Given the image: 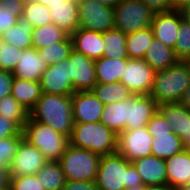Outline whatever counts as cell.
<instances>
[{
	"label": "cell",
	"instance_id": "cell-26",
	"mask_svg": "<svg viewBox=\"0 0 190 190\" xmlns=\"http://www.w3.org/2000/svg\"><path fill=\"white\" fill-rule=\"evenodd\" d=\"M128 58H107L102 57L94 60L97 83L110 84L120 82L127 65Z\"/></svg>",
	"mask_w": 190,
	"mask_h": 190
},
{
	"label": "cell",
	"instance_id": "cell-8",
	"mask_svg": "<svg viewBox=\"0 0 190 190\" xmlns=\"http://www.w3.org/2000/svg\"><path fill=\"white\" fill-rule=\"evenodd\" d=\"M79 27L104 33L115 29L114 8L93 0L78 1Z\"/></svg>",
	"mask_w": 190,
	"mask_h": 190
},
{
	"label": "cell",
	"instance_id": "cell-30",
	"mask_svg": "<svg viewBox=\"0 0 190 190\" xmlns=\"http://www.w3.org/2000/svg\"><path fill=\"white\" fill-rule=\"evenodd\" d=\"M126 99L105 105L100 122L117 135L125 130Z\"/></svg>",
	"mask_w": 190,
	"mask_h": 190
},
{
	"label": "cell",
	"instance_id": "cell-41",
	"mask_svg": "<svg viewBox=\"0 0 190 190\" xmlns=\"http://www.w3.org/2000/svg\"><path fill=\"white\" fill-rule=\"evenodd\" d=\"M11 136H23L22 130L13 121L0 116V140Z\"/></svg>",
	"mask_w": 190,
	"mask_h": 190
},
{
	"label": "cell",
	"instance_id": "cell-38",
	"mask_svg": "<svg viewBox=\"0 0 190 190\" xmlns=\"http://www.w3.org/2000/svg\"><path fill=\"white\" fill-rule=\"evenodd\" d=\"M21 52V49L3 42L0 50V70L13 72L18 63Z\"/></svg>",
	"mask_w": 190,
	"mask_h": 190
},
{
	"label": "cell",
	"instance_id": "cell-37",
	"mask_svg": "<svg viewBox=\"0 0 190 190\" xmlns=\"http://www.w3.org/2000/svg\"><path fill=\"white\" fill-rule=\"evenodd\" d=\"M173 49L179 61H188L190 59V24L185 20L180 23L177 42Z\"/></svg>",
	"mask_w": 190,
	"mask_h": 190
},
{
	"label": "cell",
	"instance_id": "cell-36",
	"mask_svg": "<svg viewBox=\"0 0 190 190\" xmlns=\"http://www.w3.org/2000/svg\"><path fill=\"white\" fill-rule=\"evenodd\" d=\"M22 17L25 18L33 28L52 23L49 8L34 0L26 1Z\"/></svg>",
	"mask_w": 190,
	"mask_h": 190
},
{
	"label": "cell",
	"instance_id": "cell-6",
	"mask_svg": "<svg viewBox=\"0 0 190 190\" xmlns=\"http://www.w3.org/2000/svg\"><path fill=\"white\" fill-rule=\"evenodd\" d=\"M100 159L89 150L68 144L58 162L66 181H95Z\"/></svg>",
	"mask_w": 190,
	"mask_h": 190
},
{
	"label": "cell",
	"instance_id": "cell-1",
	"mask_svg": "<svg viewBox=\"0 0 190 190\" xmlns=\"http://www.w3.org/2000/svg\"><path fill=\"white\" fill-rule=\"evenodd\" d=\"M29 117L70 138L74 127L72 95L42 93Z\"/></svg>",
	"mask_w": 190,
	"mask_h": 190
},
{
	"label": "cell",
	"instance_id": "cell-27",
	"mask_svg": "<svg viewBox=\"0 0 190 190\" xmlns=\"http://www.w3.org/2000/svg\"><path fill=\"white\" fill-rule=\"evenodd\" d=\"M32 31V25L25 18L20 17L16 25L1 33V37L4 43L25 50L32 48Z\"/></svg>",
	"mask_w": 190,
	"mask_h": 190
},
{
	"label": "cell",
	"instance_id": "cell-53",
	"mask_svg": "<svg viewBox=\"0 0 190 190\" xmlns=\"http://www.w3.org/2000/svg\"><path fill=\"white\" fill-rule=\"evenodd\" d=\"M96 1L102 5L115 8L122 0H93Z\"/></svg>",
	"mask_w": 190,
	"mask_h": 190
},
{
	"label": "cell",
	"instance_id": "cell-16",
	"mask_svg": "<svg viewBox=\"0 0 190 190\" xmlns=\"http://www.w3.org/2000/svg\"><path fill=\"white\" fill-rule=\"evenodd\" d=\"M182 20L183 17L180 10L154 13L151 23L154 39L174 48Z\"/></svg>",
	"mask_w": 190,
	"mask_h": 190
},
{
	"label": "cell",
	"instance_id": "cell-58",
	"mask_svg": "<svg viewBox=\"0 0 190 190\" xmlns=\"http://www.w3.org/2000/svg\"><path fill=\"white\" fill-rule=\"evenodd\" d=\"M183 20L190 24V14H182Z\"/></svg>",
	"mask_w": 190,
	"mask_h": 190
},
{
	"label": "cell",
	"instance_id": "cell-29",
	"mask_svg": "<svg viewBox=\"0 0 190 190\" xmlns=\"http://www.w3.org/2000/svg\"><path fill=\"white\" fill-rule=\"evenodd\" d=\"M153 39L154 34L151 27L127 34L126 51L128 58L143 59Z\"/></svg>",
	"mask_w": 190,
	"mask_h": 190
},
{
	"label": "cell",
	"instance_id": "cell-15",
	"mask_svg": "<svg viewBox=\"0 0 190 190\" xmlns=\"http://www.w3.org/2000/svg\"><path fill=\"white\" fill-rule=\"evenodd\" d=\"M105 105L93 91L74 92L72 111L74 123L100 122Z\"/></svg>",
	"mask_w": 190,
	"mask_h": 190
},
{
	"label": "cell",
	"instance_id": "cell-21",
	"mask_svg": "<svg viewBox=\"0 0 190 190\" xmlns=\"http://www.w3.org/2000/svg\"><path fill=\"white\" fill-rule=\"evenodd\" d=\"M158 111L171 126L172 131L183 139L187 132L188 120H190V110L180 102H172L158 105Z\"/></svg>",
	"mask_w": 190,
	"mask_h": 190
},
{
	"label": "cell",
	"instance_id": "cell-54",
	"mask_svg": "<svg viewBox=\"0 0 190 190\" xmlns=\"http://www.w3.org/2000/svg\"><path fill=\"white\" fill-rule=\"evenodd\" d=\"M190 0H171L173 10H181L182 7Z\"/></svg>",
	"mask_w": 190,
	"mask_h": 190
},
{
	"label": "cell",
	"instance_id": "cell-3",
	"mask_svg": "<svg viewBox=\"0 0 190 190\" xmlns=\"http://www.w3.org/2000/svg\"><path fill=\"white\" fill-rule=\"evenodd\" d=\"M190 85V64L178 61L175 65L155 72L150 96L160 105L180 102Z\"/></svg>",
	"mask_w": 190,
	"mask_h": 190
},
{
	"label": "cell",
	"instance_id": "cell-49",
	"mask_svg": "<svg viewBox=\"0 0 190 190\" xmlns=\"http://www.w3.org/2000/svg\"><path fill=\"white\" fill-rule=\"evenodd\" d=\"M39 2L40 4H43L47 8H50L53 5H58V4H64L65 0H34ZM71 2H78L79 0H69Z\"/></svg>",
	"mask_w": 190,
	"mask_h": 190
},
{
	"label": "cell",
	"instance_id": "cell-23",
	"mask_svg": "<svg viewBox=\"0 0 190 190\" xmlns=\"http://www.w3.org/2000/svg\"><path fill=\"white\" fill-rule=\"evenodd\" d=\"M143 59L155 72L170 68L179 61L175 56L173 48L156 39L152 40Z\"/></svg>",
	"mask_w": 190,
	"mask_h": 190
},
{
	"label": "cell",
	"instance_id": "cell-45",
	"mask_svg": "<svg viewBox=\"0 0 190 190\" xmlns=\"http://www.w3.org/2000/svg\"><path fill=\"white\" fill-rule=\"evenodd\" d=\"M18 17L6 8L0 7V34L17 24Z\"/></svg>",
	"mask_w": 190,
	"mask_h": 190
},
{
	"label": "cell",
	"instance_id": "cell-55",
	"mask_svg": "<svg viewBox=\"0 0 190 190\" xmlns=\"http://www.w3.org/2000/svg\"><path fill=\"white\" fill-rule=\"evenodd\" d=\"M180 12L181 14H190V1L182 7Z\"/></svg>",
	"mask_w": 190,
	"mask_h": 190
},
{
	"label": "cell",
	"instance_id": "cell-56",
	"mask_svg": "<svg viewBox=\"0 0 190 190\" xmlns=\"http://www.w3.org/2000/svg\"><path fill=\"white\" fill-rule=\"evenodd\" d=\"M125 190H145V185L132 186L131 188H128V189H125Z\"/></svg>",
	"mask_w": 190,
	"mask_h": 190
},
{
	"label": "cell",
	"instance_id": "cell-42",
	"mask_svg": "<svg viewBox=\"0 0 190 190\" xmlns=\"http://www.w3.org/2000/svg\"><path fill=\"white\" fill-rule=\"evenodd\" d=\"M146 127L149 132H172L171 126L165 121L158 110L152 116Z\"/></svg>",
	"mask_w": 190,
	"mask_h": 190
},
{
	"label": "cell",
	"instance_id": "cell-13",
	"mask_svg": "<svg viewBox=\"0 0 190 190\" xmlns=\"http://www.w3.org/2000/svg\"><path fill=\"white\" fill-rule=\"evenodd\" d=\"M68 71L74 92L93 90L97 83L94 60L72 50L68 57Z\"/></svg>",
	"mask_w": 190,
	"mask_h": 190
},
{
	"label": "cell",
	"instance_id": "cell-44",
	"mask_svg": "<svg viewBox=\"0 0 190 190\" xmlns=\"http://www.w3.org/2000/svg\"><path fill=\"white\" fill-rule=\"evenodd\" d=\"M13 79L12 72L0 70V99L11 94Z\"/></svg>",
	"mask_w": 190,
	"mask_h": 190
},
{
	"label": "cell",
	"instance_id": "cell-18",
	"mask_svg": "<svg viewBox=\"0 0 190 190\" xmlns=\"http://www.w3.org/2000/svg\"><path fill=\"white\" fill-rule=\"evenodd\" d=\"M47 68L46 60L39 55L38 50L32 47L22 50L18 63L12 73L15 78L40 81L42 73Z\"/></svg>",
	"mask_w": 190,
	"mask_h": 190
},
{
	"label": "cell",
	"instance_id": "cell-19",
	"mask_svg": "<svg viewBox=\"0 0 190 190\" xmlns=\"http://www.w3.org/2000/svg\"><path fill=\"white\" fill-rule=\"evenodd\" d=\"M167 185L176 190L178 187L190 183V149H183L180 153L165 160Z\"/></svg>",
	"mask_w": 190,
	"mask_h": 190
},
{
	"label": "cell",
	"instance_id": "cell-10",
	"mask_svg": "<svg viewBox=\"0 0 190 190\" xmlns=\"http://www.w3.org/2000/svg\"><path fill=\"white\" fill-rule=\"evenodd\" d=\"M152 140L153 136L149 133L147 127L124 130L118 135L117 152L128 161L133 162L152 154Z\"/></svg>",
	"mask_w": 190,
	"mask_h": 190
},
{
	"label": "cell",
	"instance_id": "cell-20",
	"mask_svg": "<svg viewBox=\"0 0 190 190\" xmlns=\"http://www.w3.org/2000/svg\"><path fill=\"white\" fill-rule=\"evenodd\" d=\"M131 163L136 168L145 186L167 184L166 164L164 159L150 155L139 158Z\"/></svg>",
	"mask_w": 190,
	"mask_h": 190
},
{
	"label": "cell",
	"instance_id": "cell-35",
	"mask_svg": "<svg viewBox=\"0 0 190 190\" xmlns=\"http://www.w3.org/2000/svg\"><path fill=\"white\" fill-rule=\"evenodd\" d=\"M73 50V43L69 35L64 41H59L39 49L38 53L46 60L48 66L58 64L62 60L68 59Z\"/></svg>",
	"mask_w": 190,
	"mask_h": 190
},
{
	"label": "cell",
	"instance_id": "cell-22",
	"mask_svg": "<svg viewBox=\"0 0 190 190\" xmlns=\"http://www.w3.org/2000/svg\"><path fill=\"white\" fill-rule=\"evenodd\" d=\"M49 12L52 23L70 35L79 27L78 2L65 0L64 4L51 6Z\"/></svg>",
	"mask_w": 190,
	"mask_h": 190
},
{
	"label": "cell",
	"instance_id": "cell-57",
	"mask_svg": "<svg viewBox=\"0 0 190 190\" xmlns=\"http://www.w3.org/2000/svg\"><path fill=\"white\" fill-rule=\"evenodd\" d=\"M176 190H190V183L180 186Z\"/></svg>",
	"mask_w": 190,
	"mask_h": 190
},
{
	"label": "cell",
	"instance_id": "cell-40",
	"mask_svg": "<svg viewBox=\"0 0 190 190\" xmlns=\"http://www.w3.org/2000/svg\"><path fill=\"white\" fill-rule=\"evenodd\" d=\"M9 190H44L36 174L10 177Z\"/></svg>",
	"mask_w": 190,
	"mask_h": 190
},
{
	"label": "cell",
	"instance_id": "cell-51",
	"mask_svg": "<svg viewBox=\"0 0 190 190\" xmlns=\"http://www.w3.org/2000/svg\"><path fill=\"white\" fill-rule=\"evenodd\" d=\"M184 148L190 149V120H188V127L185 136L182 139Z\"/></svg>",
	"mask_w": 190,
	"mask_h": 190
},
{
	"label": "cell",
	"instance_id": "cell-7",
	"mask_svg": "<svg viewBox=\"0 0 190 190\" xmlns=\"http://www.w3.org/2000/svg\"><path fill=\"white\" fill-rule=\"evenodd\" d=\"M154 12L141 0H122L114 8L115 29L125 34L151 27Z\"/></svg>",
	"mask_w": 190,
	"mask_h": 190
},
{
	"label": "cell",
	"instance_id": "cell-48",
	"mask_svg": "<svg viewBox=\"0 0 190 190\" xmlns=\"http://www.w3.org/2000/svg\"><path fill=\"white\" fill-rule=\"evenodd\" d=\"M9 167L0 165V190H9Z\"/></svg>",
	"mask_w": 190,
	"mask_h": 190
},
{
	"label": "cell",
	"instance_id": "cell-28",
	"mask_svg": "<svg viewBox=\"0 0 190 190\" xmlns=\"http://www.w3.org/2000/svg\"><path fill=\"white\" fill-rule=\"evenodd\" d=\"M69 35V33L59 28L54 23L33 28L32 47L39 50L52 43L64 41Z\"/></svg>",
	"mask_w": 190,
	"mask_h": 190
},
{
	"label": "cell",
	"instance_id": "cell-59",
	"mask_svg": "<svg viewBox=\"0 0 190 190\" xmlns=\"http://www.w3.org/2000/svg\"><path fill=\"white\" fill-rule=\"evenodd\" d=\"M2 44H3V40H2V37H1V34H0V50H1Z\"/></svg>",
	"mask_w": 190,
	"mask_h": 190
},
{
	"label": "cell",
	"instance_id": "cell-24",
	"mask_svg": "<svg viewBox=\"0 0 190 190\" xmlns=\"http://www.w3.org/2000/svg\"><path fill=\"white\" fill-rule=\"evenodd\" d=\"M11 96L30 112L42 96L40 81L22 80L14 77Z\"/></svg>",
	"mask_w": 190,
	"mask_h": 190
},
{
	"label": "cell",
	"instance_id": "cell-34",
	"mask_svg": "<svg viewBox=\"0 0 190 190\" xmlns=\"http://www.w3.org/2000/svg\"><path fill=\"white\" fill-rule=\"evenodd\" d=\"M0 116L13 121L21 130L27 123L29 112L11 94L0 99Z\"/></svg>",
	"mask_w": 190,
	"mask_h": 190
},
{
	"label": "cell",
	"instance_id": "cell-12",
	"mask_svg": "<svg viewBox=\"0 0 190 190\" xmlns=\"http://www.w3.org/2000/svg\"><path fill=\"white\" fill-rule=\"evenodd\" d=\"M157 110L158 104L150 95L132 94L126 99L125 130L146 127Z\"/></svg>",
	"mask_w": 190,
	"mask_h": 190
},
{
	"label": "cell",
	"instance_id": "cell-39",
	"mask_svg": "<svg viewBox=\"0 0 190 190\" xmlns=\"http://www.w3.org/2000/svg\"><path fill=\"white\" fill-rule=\"evenodd\" d=\"M23 136H11L0 140V165L9 167Z\"/></svg>",
	"mask_w": 190,
	"mask_h": 190
},
{
	"label": "cell",
	"instance_id": "cell-33",
	"mask_svg": "<svg viewBox=\"0 0 190 190\" xmlns=\"http://www.w3.org/2000/svg\"><path fill=\"white\" fill-rule=\"evenodd\" d=\"M127 34L117 29L105 31L103 33L104 57L107 58H128L126 51Z\"/></svg>",
	"mask_w": 190,
	"mask_h": 190
},
{
	"label": "cell",
	"instance_id": "cell-43",
	"mask_svg": "<svg viewBox=\"0 0 190 190\" xmlns=\"http://www.w3.org/2000/svg\"><path fill=\"white\" fill-rule=\"evenodd\" d=\"M27 0H0V7L6 8L12 15L18 18L23 16V10Z\"/></svg>",
	"mask_w": 190,
	"mask_h": 190
},
{
	"label": "cell",
	"instance_id": "cell-32",
	"mask_svg": "<svg viewBox=\"0 0 190 190\" xmlns=\"http://www.w3.org/2000/svg\"><path fill=\"white\" fill-rule=\"evenodd\" d=\"M92 91L104 105L123 101L132 95V92L121 82L96 83Z\"/></svg>",
	"mask_w": 190,
	"mask_h": 190
},
{
	"label": "cell",
	"instance_id": "cell-52",
	"mask_svg": "<svg viewBox=\"0 0 190 190\" xmlns=\"http://www.w3.org/2000/svg\"><path fill=\"white\" fill-rule=\"evenodd\" d=\"M145 190H174V189L167 184H162V185H147L145 186Z\"/></svg>",
	"mask_w": 190,
	"mask_h": 190
},
{
	"label": "cell",
	"instance_id": "cell-50",
	"mask_svg": "<svg viewBox=\"0 0 190 190\" xmlns=\"http://www.w3.org/2000/svg\"><path fill=\"white\" fill-rule=\"evenodd\" d=\"M182 105H184L187 109L190 110V85L184 92V95L180 101Z\"/></svg>",
	"mask_w": 190,
	"mask_h": 190
},
{
	"label": "cell",
	"instance_id": "cell-17",
	"mask_svg": "<svg viewBox=\"0 0 190 190\" xmlns=\"http://www.w3.org/2000/svg\"><path fill=\"white\" fill-rule=\"evenodd\" d=\"M73 50L92 60L104 55L103 33L77 28L71 35Z\"/></svg>",
	"mask_w": 190,
	"mask_h": 190
},
{
	"label": "cell",
	"instance_id": "cell-25",
	"mask_svg": "<svg viewBox=\"0 0 190 190\" xmlns=\"http://www.w3.org/2000/svg\"><path fill=\"white\" fill-rule=\"evenodd\" d=\"M153 136V156L166 160L175 154L180 153L184 148L182 139L172 132H149Z\"/></svg>",
	"mask_w": 190,
	"mask_h": 190
},
{
	"label": "cell",
	"instance_id": "cell-14",
	"mask_svg": "<svg viewBox=\"0 0 190 190\" xmlns=\"http://www.w3.org/2000/svg\"><path fill=\"white\" fill-rule=\"evenodd\" d=\"M42 93L72 95L74 93L73 82L69 76L68 59L58 64L48 66L40 79Z\"/></svg>",
	"mask_w": 190,
	"mask_h": 190
},
{
	"label": "cell",
	"instance_id": "cell-47",
	"mask_svg": "<svg viewBox=\"0 0 190 190\" xmlns=\"http://www.w3.org/2000/svg\"><path fill=\"white\" fill-rule=\"evenodd\" d=\"M61 190H98L95 181H66Z\"/></svg>",
	"mask_w": 190,
	"mask_h": 190
},
{
	"label": "cell",
	"instance_id": "cell-5",
	"mask_svg": "<svg viewBox=\"0 0 190 190\" xmlns=\"http://www.w3.org/2000/svg\"><path fill=\"white\" fill-rule=\"evenodd\" d=\"M23 138L34 145L48 161L58 162L65 153L69 138L55 131L51 126L28 117L22 130Z\"/></svg>",
	"mask_w": 190,
	"mask_h": 190
},
{
	"label": "cell",
	"instance_id": "cell-4",
	"mask_svg": "<svg viewBox=\"0 0 190 190\" xmlns=\"http://www.w3.org/2000/svg\"><path fill=\"white\" fill-rule=\"evenodd\" d=\"M69 144L101 157L117 152L118 135L101 122L74 123Z\"/></svg>",
	"mask_w": 190,
	"mask_h": 190
},
{
	"label": "cell",
	"instance_id": "cell-2",
	"mask_svg": "<svg viewBox=\"0 0 190 190\" xmlns=\"http://www.w3.org/2000/svg\"><path fill=\"white\" fill-rule=\"evenodd\" d=\"M95 182L98 190H125L144 185L134 165L118 152L101 156Z\"/></svg>",
	"mask_w": 190,
	"mask_h": 190
},
{
	"label": "cell",
	"instance_id": "cell-9",
	"mask_svg": "<svg viewBox=\"0 0 190 190\" xmlns=\"http://www.w3.org/2000/svg\"><path fill=\"white\" fill-rule=\"evenodd\" d=\"M155 71L144 59L128 58L120 82L132 94L149 95L154 81Z\"/></svg>",
	"mask_w": 190,
	"mask_h": 190
},
{
	"label": "cell",
	"instance_id": "cell-31",
	"mask_svg": "<svg viewBox=\"0 0 190 190\" xmlns=\"http://www.w3.org/2000/svg\"><path fill=\"white\" fill-rule=\"evenodd\" d=\"M36 175L44 190H61L66 183L59 162L48 161Z\"/></svg>",
	"mask_w": 190,
	"mask_h": 190
},
{
	"label": "cell",
	"instance_id": "cell-46",
	"mask_svg": "<svg viewBox=\"0 0 190 190\" xmlns=\"http://www.w3.org/2000/svg\"><path fill=\"white\" fill-rule=\"evenodd\" d=\"M154 13L172 11L171 0H141Z\"/></svg>",
	"mask_w": 190,
	"mask_h": 190
},
{
	"label": "cell",
	"instance_id": "cell-11",
	"mask_svg": "<svg viewBox=\"0 0 190 190\" xmlns=\"http://www.w3.org/2000/svg\"><path fill=\"white\" fill-rule=\"evenodd\" d=\"M47 162L46 157L34 145L22 138L9 165L10 177L36 174Z\"/></svg>",
	"mask_w": 190,
	"mask_h": 190
}]
</instances>
